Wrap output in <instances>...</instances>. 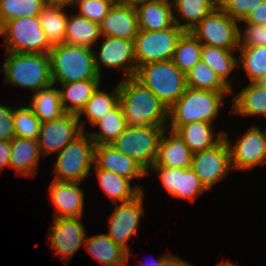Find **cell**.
Masks as SVG:
<instances>
[{
  "label": "cell",
  "instance_id": "1",
  "mask_svg": "<svg viewBox=\"0 0 266 266\" xmlns=\"http://www.w3.org/2000/svg\"><path fill=\"white\" fill-rule=\"evenodd\" d=\"M119 81V103L127 125H168V109L152 91L135 77L122 78Z\"/></svg>",
  "mask_w": 266,
  "mask_h": 266
},
{
  "label": "cell",
  "instance_id": "2",
  "mask_svg": "<svg viewBox=\"0 0 266 266\" xmlns=\"http://www.w3.org/2000/svg\"><path fill=\"white\" fill-rule=\"evenodd\" d=\"M232 93L187 87L183 95L168 109L170 125L168 124L167 128L176 131L179 127L194 121L213 124L224 106L223 98Z\"/></svg>",
  "mask_w": 266,
  "mask_h": 266
},
{
  "label": "cell",
  "instance_id": "3",
  "mask_svg": "<svg viewBox=\"0 0 266 266\" xmlns=\"http://www.w3.org/2000/svg\"><path fill=\"white\" fill-rule=\"evenodd\" d=\"M54 85L89 79H101L94 61V50L85 46L62 43L49 52Z\"/></svg>",
  "mask_w": 266,
  "mask_h": 266
},
{
  "label": "cell",
  "instance_id": "4",
  "mask_svg": "<svg viewBox=\"0 0 266 266\" xmlns=\"http://www.w3.org/2000/svg\"><path fill=\"white\" fill-rule=\"evenodd\" d=\"M7 53L2 65L4 83L36 92L53 84L49 54Z\"/></svg>",
  "mask_w": 266,
  "mask_h": 266
},
{
  "label": "cell",
  "instance_id": "5",
  "mask_svg": "<svg viewBox=\"0 0 266 266\" xmlns=\"http://www.w3.org/2000/svg\"><path fill=\"white\" fill-rule=\"evenodd\" d=\"M135 78L169 109L185 92V74L172 60L152 62L137 68Z\"/></svg>",
  "mask_w": 266,
  "mask_h": 266
},
{
  "label": "cell",
  "instance_id": "6",
  "mask_svg": "<svg viewBox=\"0 0 266 266\" xmlns=\"http://www.w3.org/2000/svg\"><path fill=\"white\" fill-rule=\"evenodd\" d=\"M94 149L87 131L82 132L57 153L53 180L82 183L94 166Z\"/></svg>",
  "mask_w": 266,
  "mask_h": 266
},
{
  "label": "cell",
  "instance_id": "7",
  "mask_svg": "<svg viewBox=\"0 0 266 266\" xmlns=\"http://www.w3.org/2000/svg\"><path fill=\"white\" fill-rule=\"evenodd\" d=\"M6 52L49 54L53 47L42 30L38 16L10 19L0 26Z\"/></svg>",
  "mask_w": 266,
  "mask_h": 266
},
{
  "label": "cell",
  "instance_id": "8",
  "mask_svg": "<svg viewBox=\"0 0 266 266\" xmlns=\"http://www.w3.org/2000/svg\"><path fill=\"white\" fill-rule=\"evenodd\" d=\"M167 126H130L111 143L119 152L131 157L147 173L154 165L158 143Z\"/></svg>",
  "mask_w": 266,
  "mask_h": 266
},
{
  "label": "cell",
  "instance_id": "9",
  "mask_svg": "<svg viewBox=\"0 0 266 266\" xmlns=\"http://www.w3.org/2000/svg\"><path fill=\"white\" fill-rule=\"evenodd\" d=\"M184 32L175 23L158 31L139 30L134 38L137 68L147 63L172 60L176 44Z\"/></svg>",
  "mask_w": 266,
  "mask_h": 266
},
{
  "label": "cell",
  "instance_id": "10",
  "mask_svg": "<svg viewBox=\"0 0 266 266\" xmlns=\"http://www.w3.org/2000/svg\"><path fill=\"white\" fill-rule=\"evenodd\" d=\"M239 29V22L232 19L218 6L190 32L202 45L238 50Z\"/></svg>",
  "mask_w": 266,
  "mask_h": 266
},
{
  "label": "cell",
  "instance_id": "11",
  "mask_svg": "<svg viewBox=\"0 0 266 266\" xmlns=\"http://www.w3.org/2000/svg\"><path fill=\"white\" fill-rule=\"evenodd\" d=\"M85 122L80 121L77 115L65 113L61 117L42 122L37 138L42 156L59 152L68 143L73 141L86 129Z\"/></svg>",
  "mask_w": 266,
  "mask_h": 266
},
{
  "label": "cell",
  "instance_id": "12",
  "mask_svg": "<svg viewBox=\"0 0 266 266\" xmlns=\"http://www.w3.org/2000/svg\"><path fill=\"white\" fill-rule=\"evenodd\" d=\"M224 138L229 146L232 169L250 170L266 162V129L262 131L252 125L236 143H231L225 130Z\"/></svg>",
  "mask_w": 266,
  "mask_h": 266
},
{
  "label": "cell",
  "instance_id": "13",
  "mask_svg": "<svg viewBox=\"0 0 266 266\" xmlns=\"http://www.w3.org/2000/svg\"><path fill=\"white\" fill-rule=\"evenodd\" d=\"M191 169L199 177L206 190L225 179L231 167L230 150L224 138L215 147L192 156Z\"/></svg>",
  "mask_w": 266,
  "mask_h": 266
},
{
  "label": "cell",
  "instance_id": "14",
  "mask_svg": "<svg viewBox=\"0 0 266 266\" xmlns=\"http://www.w3.org/2000/svg\"><path fill=\"white\" fill-rule=\"evenodd\" d=\"M143 195L144 191L130 201L121 202V204L114 203V212L111 214L108 222L109 231L105 233L115 243L125 248L128 251V255H130L128 241H130L133 235L137 234L141 215L145 212Z\"/></svg>",
  "mask_w": 266,
  "mask_h": 266
},
{
  "label": "cell",
  "instance_id": "15",
  "mask_svg": "<svg viewBox=\"0 0 266 266\" xmlns=\"http://www.w3.org/2000/svg\"><path fill=\"white\" fill-rule=\"evenodd\" d=\"M99 53L94 52L96 69L101 77V67L119 68L125 74L124 79L135 77L137 65L134 55V40L102 36ZM102 65V66H101Z\"/></svg>",
  "mask_w": 266,
  "mask_h": 266
},
{
  "label": "cell",
  "instance_id": "16",
  "mask_svg": "<svg viewBox=\"0 0 266 266\" xmlns=\"http://www.w3.org/2000/svg\"><path fill=\"white\" fill-rule=\"evenodd\" d=\"M81 219L82 217L54 218L49 229L48 242L51 249L67 262L85 244L87 231Z\"/></svg>",
  "mask_w": 266,
  "mask_h": 266
},
{
  "label": "cell",
  "instance_id": "17",
  "mask_svg": "<svg viewBox=\"0 0 266 266\" xmlns=\"http://www.w3.org/2000/svg\"><path fill=\"white\" fill-rule=\"evenodd\" d=\"M157 173L161 185L167 190L170 196L194 201L202 193L207 191L201 184L199 177L190 168H168L160 165H153L148 171Z\"/></svg>",
  "mask_w": 266,
  "mask_h": 266
},
{
  "label": "cell",
  "instance_id": "18",
  "mask_svg": "<svg viewBox=\"0 0 266 266\" xmlns=\"http://www.w3.org/2000/svg\"><path fill=\"white\" fill-rule=\"evenodd\" d=\"M81 183L52 180L49 195L54 204V218L82 217L84 210V191Z\"/></svg>",
  "mask_w": 266,
  "mask_h": 266
},
{
  "label": "cell",
  "instance_id": "19",
  "mask_svg": "<svg viewBox=\"0 0 266 266\" xmlns=\"http://www.w3.org/2000/svg\"><path fill=\"white\" fill-rule=\"evenodd\" d=\"M94 165L130 179L142 178L148 173L131 157L119 152L111 144L95 145Z\"/></svg>",
  "mask_w": 266,
  "mask_h": 266
},
{
  "label": "cell",
  "instance_id": "20",
  "mask_svg": "<svg viewBox=\"0 0 266 266\" xmlns=\"http://www.w3.org/2000/svg\"><path fill=\"white\" fill-rule=\"evenodd\" d=\"M169 133V137L167 133ZM193 153L180 135L165 128L158 143L157 157L154 165L168 168L187 169L191 167Z\"/></svg>",
  "mask_w": 266,
  "mask_h": 266
},
{
  "label": "cell",
  "instance_id": "21",
  "mask_svg": "<svg viewBox=\"0 0 266 266\" xmlns=\"http://www.w3.org/2000/svg\"><path fill=\"white\" fill-rule=\"evenodd\" d=\"M100 28L102 36L134 40L139 31L136 10L113 4Z\"/></svg>",
  "mask_w": 266,
  "mask_h": 266
},
{
  "label": "cell",
  "instance_id": "22",
  "mask_svg": "<svg viewBox=\"0 0 266 266\" xmlns=\"http://www.w3.org/2000/svg\"><path fill=\"white\" fill-rule=\"evenodd\" d=\"M42 156L37 140L15 136L11 139L9 167L16 170L18 175L35 177Z\"/></svg>",
  "mask_w": 266,
  "mask_h": 266
},
{
  "label": "cell",
  "instance_id": "23",
  "mask_svg": "<svg viewBox=\"0 0 266 266\" xmlns=\"http://www.w3.org/2000/svg\"><path fill=\"white\" fill-rule=\"evenodd\" d=\"M214 127L213 124L205 121H194L179 127L176 132L194 154L211 149L224 139L223 130L216 135V138L214 137Z\"/></svg>",
  "mask_w": 266,
  "mask_h": 266
},
{
  "label": "cell",
  "instance_id": "24",
  "mask_svg": "<svg viewBox=\"0 0 266 266\" xmlns=\"http://www.w3.org/2000/svg\"><path fill=\"white\" fill-rule=\"evenodd\" d=\"M84 247L103 266H124L129 261L128 251L105 233L85 238Z\"/></svg>",
  "mask_w": 266,
  "mask_h": 266
},
{
  "label": "cell",
  "instance_id": "25",
  "mask_svg": "<svg viewBox=\"0 0 266 266\" xmlns=\"http://www.w3.org/2000/svg\"><path fill=\"white\" fill-rule=\"evenodd\" d=\"M135 10L139 30H163L174 23L172 2L170 0H155L141 5Z\"/></svg>",
  "mask_w": 266,
  "mask_h": 266
},
{
  "label": "cell",
  "instance_id": "26",
  "mask_svg": "<svg viewBox=\"0 0 266 266\" xmlns=\"http://www.w3.org/2000/svg\"><path fill=\"white\" fill-rule=\"evenodd\" d=\"M216 7L218 0H172L173 21L184 31H190ZM181 19L186 22L182 24Z\"/></svg>",
  "mask_w": 266,
  "mask_h": 266
},
{
  "label": "cell",
  "instance_id": "27",
  "mask_svg": "<svg viewBox=\"0 0 266 266\" xmlns=\"http://www.w3.org/2000/svg\"><path fill=\"white\" fill-rule=\"evenodd\" d=\"M101 79H89L61 85L59 89L61 103L65 113L79 115L95 90L100 86ZM71 102L70 104H68Z\"/></svg>",
  "mask_w": 266,
  "mask_h": 266
},
{
  "label": "cell",
  "instance_id": "28",
  "mask_svg": "<svg viewBox=\"0 0 266 266\" xmlns=\"http://www.w3.org/2000/svg\"><path fill=\"white\" fill-rule=\"evenodd\" d=\"M98 183L101 189L111 198L113 203L127 202L137 197L142 191V185L131 186V180L114 172L98 169L94 165Z\"/></svg>",
  "mask_w": 266,
  "mask_h": 266
},
{
  "label": "cell",
  "instance_id": "29",
  "mask_svg": "<svg viewBox=\"0 0 266 266\" xmlns=\"http://www.w3.org/2000/svg\"><path fill=\"white\" fill-rule=\"evenodd\" d=\"M233 115L256 116L265 115L266 117V88L258 82L250 84L242 89L232 98Z\"/></svg>",
  "mask_w": 266,
  "mask_h": 266
},
{
  "label": "cell",
  "instance_id": "30",
  "mask_svg": "<svg viewBox=\"0 0 266 266\" xmlns=\"http://www.w3.org/2000/svg\"><path fill=\"white\" fill-rule=\"evenodd\" d=\"M32 95L27 106L39 118L41 123L57 119L65 114L59 89L54 87V84L40 89Z\"/></svg>",
  "mask_w": 266,
  "mask_h": 266
},
{
  "label": "cell",
  "instance_id": "31",
  "mask_svg": "<svg viewBox=\"0 0 266 266\" xmlns=\"http://www.w3.org/2000/svg\"><path fill=\"white\" fill-rule=\"evenodd\" d=\"M100 37L102 38L100 24L78 14L68 16L65 43L93 49Z\"/></svg>",
  "mask_w": 266,
  "mask_h": 266
},
{
  "label": "cell",
  "instance_id": "32",
  "mask_svg": "<svg viewBox=\"0 0 266 266\" xmlns=\"http://www.w3.org/2000/svg\"><path fill=\"white\" fill-rule=\"evenodd\" d=\"M100 131L87 132L95 145L111 144L127 127L120 103L109 110L93 127Z\"/></svg>",
  "mask_w": 266,
  "mask_h": 266
},
{
  "label": "cell",
  "instance_id": "33",
  "mask_svg": "<svg viewBox=\"0 0 266 266\" xmlns=\"http://www.w3.org/2000/svg\"><path fill=\"white\" fill-rule=\"evenodd\" d=\"M237 50H225L218 47L202 45L201 61L209 65L220 79L230 87L231 81L227 80L229 74L237 67V57L233 54Z\"/></svg>",
  "mask_w": 266,
  "mask_h": 266
},
{
  "label": "cell",
  "instance_id": "34",
  "mask_svg": "<svg viewBox=\"0 0 266 266\" xmlns=\"http://www.w3.org/2000/svg\"><path fill=\"white\" fill-rule=\"evenodd\" d=\"M201 51L202 44L190 31H185L176 44L172 61L186 74L201 61Z\"/></svg>",
  "mask_w": 266,
  "mask_h": 266
},
{
  "label": "cell",
  "instance_id": "35",
  "mask_svg": "<svg viewBox=\"0 0 266 266\" xmlns=\"http://www.w3.org/2000/svg\"><path fill=\"white\" fill-rule=\"evenodd\" d=\"M64 9L44 7L38 15L42 30L52 46L65 43L68 16Z\"/></svg>",
  "mask_w": 266,
  "mask_h": 266
},
{
  "label": "cell",
  "instance_id": "36",
  "mask_svg": "<svg viewBox=\"0 0 266 266\" xmlns=\"http://www.w3.org/2000/svg\"><path fill=\"white\" fill-rule=\"evenodd\" d=\"M109 94L98 87L92 94L83 110L79 113L78 118L85 115L88 122L93 125L97 123L109 110L113 109L119 103L118 84Z\"/></svg>",
  "mask_w": 266,
  "mask_h": 266
},
{
  "label": "cell",
  "instance_id": "37",
  "mask_svg": "<svg viewBox=\"0 0 266 266\" xmlns=\"http://www.w3.org/2000/svg\"><path fill=\"white\" fill-rule=\"evenodd\" d=\"M187 87L214 92H233L206 63L198 62L185 74Z\"/></svg>",
  "mask_w": 266,
  "mask_h": 266
},
{
  "label": "cell",
  "instance_id": "38",
  "mask_svg": "<svg viewBox=\"0 0 266 266\" xmlns=\"http://www.w3.org/2000/svg\"><path fill=\"white\" fill-rule=\"evenodd\" d=\"M238 65H242L249 82H257L266 75V45L239 46Z\"/></svg>",
  "mask_w": 266,
  "mask_h": 266
},
{
  "label": "cell",
  "instance_id": "39",
  "mask_svg": "<svg viewBox=\"0 0 266 266\" xmlns=\"http://www.w3.org/2000/svg\"><path fill=\"white\" fill-rule=\"evenodd\" d=\"M45 7L43 0H0V26L19 17H35Z\"/></svg>",
  "mask_w": 266,
  "mask_h": 266
},
{
  "label": "cell",
  "instance_id": "40",
  "mask_svg": "<svg viewBox=\"0 0 266 266\" xmlns=\"http://www.w3.org/2000/svg\"><path fill=\"white\" fill-rule=\"evenodd\" d=\"M13 125L15 136L30 140H37L41 122L27 104L24 107L14 108Z\"/></svg>",
  "mask_w": 266,
  "mask_h": 266
},
{
  "label": "cell",
  "instance_id": "41",
  "mask_svg": "<svg viewBox=\"0 0 266 266\" xmlns=\"http://www.w3.org/2000/svg\"><path fill=\"white\" fill-rule=\"evenodd\" d=\"M113 4V0H75L74 8L79 6L78 15L100 24Z\"/></svg>",
  "mask_w": 266,
  "mask_h": 266
},
{
  "label": "cell",
  "instance_id": "42",
  "mask_svg": "<svg viewBox=\"0 0 266 266\" xmlns=\"http://www.w3.org/2000/svg\"><path fill=\"white\" fill-rule=\"evenodd\" d=\"M265 0H218V6L232 19L240 22Z\"/></svg>",
  "mask_w": 266,
  "mask_h": 266
},
{
  "label": "cell",
  "instance_id": "43",
  "mask_svg": "<svg viewBox=\"0 0 266 266\" xmlns=\"http://www.w3.org/2000/svg\"><path fill=\"white\" fill-rule=\"evenodd\" d=\"M244 24L246 28L239 29V46L266 45V25Z\"/></svg>",
  "mask_w": 266,
  "mask_h": 266
},
{
  "label": "cell",
  "instance_id": "44",
  "mask_svg": "<svg viewBox=\"0 0 266 266\" xmlns=\"http://www.w3.org/2000/svg\"><path fill=\"white\" fill-rule=\"evenodd\" d=\"M13 110L14 108L0 104V140H11L15 137Z\"/></svg>",
  "mask_w": 266,
  "mask_h": 266
},
{
  "label": "cell",
  "instance_id": "45",
  "mask_svg": "<svg viewBox=\"0 0 266 266\" xmlns=\"http://www.w3.org/2000/svg\"><path fill=\"white\" fill-rule=\"evenodd\" d=\"M241 22L266 25V0L257 9L251 11Z\"/></svg>",
  "mask_w": 266,
  "mask_h": 266
},
{
  "label": "cell",
  "instance_id": "46",
  "mask_svg": "<svg viewBox=\"0 0 266 266\" xmlns=\"http://www.w3.org/2000/svg\"><path fill=\"white\" fill-rule=\"evenodd\" d=\"M11 140H0V172L10 163Z\"/></svg>",
  "mask_w": 266,
  "mask_h": 266
},
{
  "label": "cell",
  "instance_id": "47",
  "mask_svg": "<svg viewBox=\"0 0 266 266\" xmlns=\"http://www.w3.org/2000/svg\"><path fill=\"white\" fill-rule=\"evenodd\" d=\"M160 266H193L191 263L183 260L182 258L169 254L161 263Z\"/></svg>",
  "mask_w": 266,
  "mask_h": 266
},
{
  "label": "cell",
  "instance_id": "48",
  "mask_svg": "<svg viewBox=\"0 0 266 266\" xmlns=\"http://www.w3.org/2000/svg\"><path fill=\"white\" fill-rule=\"evenodd\" d=\"M44 5L49 8L66 9V7H74L75 0H43Z\"/></svg>",
  "mask_w": 266,
  "mask_h": 266
},
{
  "label": "cell",
  "instance_id": "49",
  "mask_svg": "<svg viewBox=\"0 0 266 266\" xmlns=\"http://www.w3.org/2000/svg\"><path fill=\"white\" fill-rule=\"evenodd\" d=\"M114 4L116 5H121V6H125L128 8H134L136 9L137 7L144 5L148 2H152L155 0H113Z\"/></svg>",
  "mask_w": 266,
  "mask_h": 266
},
{
  "label": "cell",
  "instance_id": "50",
  "mask_svg": "<svg viewBox=\"0 0 266 266\" xmlns=\"http://www.w3.org/2000/svg\"><path fill=\"white\" fill-rule=\"evenodd\" d=\"M170 254V252H167V254L162 255V257L158 258L155 261H151L149 264L148 263H144L141 266H160L161 263L163 262V260Z\"/></svg>",
  "mask_w": 266,
  "mask_h": 266
},
{
  "label": "cell",
  "instance_id": "51",
  "mask_svg": "<svg viewBox=\"0 0 266 266\" xmlns=\"http://www.w3.org/2000/svg\"><path fill=\"white\" fill-rule=\"evenodd\" d=\"M257 82L266 88V75L259 79Z\"/></svg>",
  "mask_w": 266,
  "mask_h": 266
},
{
  "label": "cell",
  "instance_id": "52",
  "mask_svg": "<svg viewBox=\"0 0 266 266\" xmlns=\"http://www.w3.org/2000/svg\"><path fill=\"white\" fill-rule=\"evenodd\" d=\"M217 266H236V265H234L233 263H231V262H220Z\"/></svg>",
  "mask_w": 266,
  "mask_h": 266
}]
</instances>
